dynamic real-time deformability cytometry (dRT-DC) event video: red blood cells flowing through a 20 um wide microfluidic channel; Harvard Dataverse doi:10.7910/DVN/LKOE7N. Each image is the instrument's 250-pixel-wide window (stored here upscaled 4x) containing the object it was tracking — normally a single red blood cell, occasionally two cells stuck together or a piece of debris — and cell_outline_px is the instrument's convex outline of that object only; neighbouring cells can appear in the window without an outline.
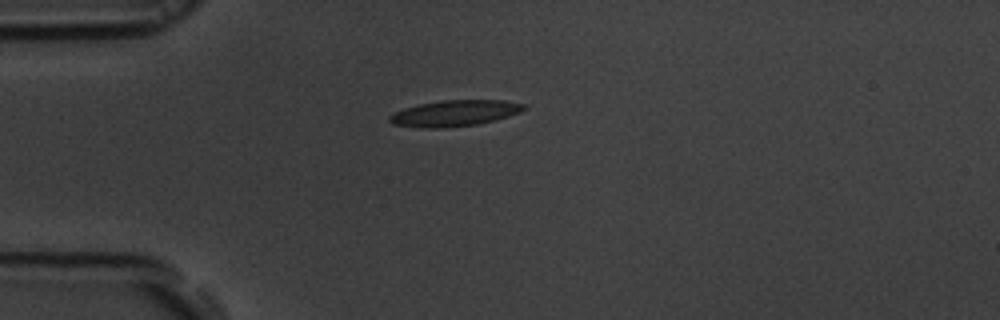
{"species": "common noctule bat (a hibernating species)", "species_latin": "Nyctalus noctula", "temperature_condition": "room temperature", "stored_images_in_passage": 42, "camera_frame_rate_fps": 3000, "um_per_image_px": 0.085, "animal": {"sex": "male", "body_mass_g": 19.5, "forearm_length_mm": 54.6}, "frame": {"image": 1, "passage_image": 1, "time_ms": 0.0, "image_size_px": [1000, 320], "cell_outline_px": [[528, 108], [520, 112], [496, 120], [476, 124], [444, 128], [416, 128], [392, 124], [388, 120], [388, 116], [404, 108], [420, 104], [444, 100], [504, 100], [524, 104]], "centroid_in_image_um": [38.63, 9.63], "position_along_channel_um": 46.4, "area_um2": 20.46}}
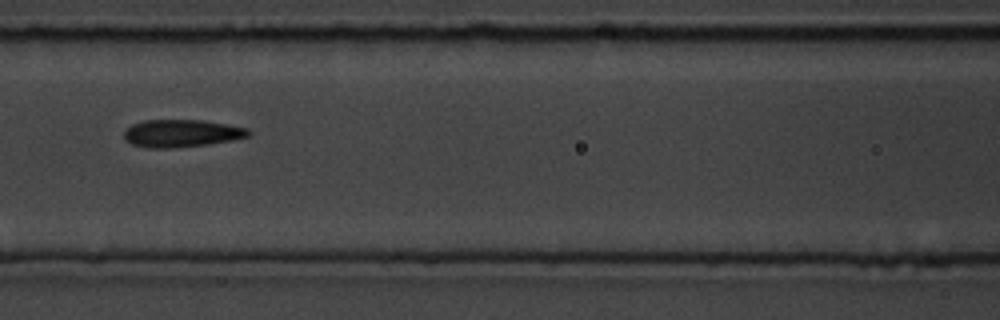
{"frame": {"image": 2, "passage_image": 11, "time_ms": 3.333, "image_size_px": [1000, 320], "cell_outline_px": [[252, 136], [232, 140], [208, 144], [176, 148], [148, 148], [132, 144], [124, 140], [124, 132], [132, 124], [144, 120], [204, 120], [228, 124], [248, 128], [252, 132]], "centroid_in_image_um": [15.47, 11.33], "position_along_channel_um": 151.1, "area_um2": 20.23}}
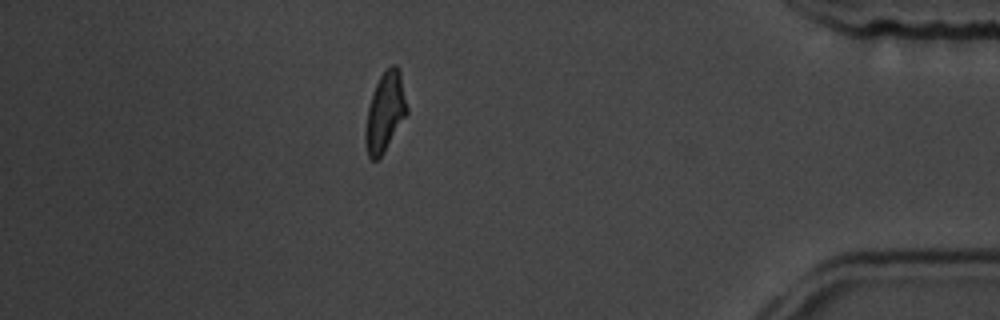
{"frame": {"image": 3, "passage_image": 35, "time_ms": 11.333, "image_size_px": [1000, 320], "cell_outline_px": [[408, 112], [384, 152], [376, 160], [372, 160], [368, 156], [364, 140], [364, 132], [368, 108], [372, 92], [380, 76], [392, 64], [396, 64], [400, 68], [408, 108]], "centroid_in_image_um": [32.73, 9.51], "position_along_channel_um": 402.5, "area_um2": 19.25}, "authors_computed_cell_mechanics": {"area_um2": 19.7965, "velocity_mm_per_s": 3.6787, "shape_relaxation_time_tau1_ms": 5.2955, "shape_relaxation_time_tau2_ms": 2.6818, "deformation_change_tau1": 0.167, "deformation_change_tau2": 0.0942}}